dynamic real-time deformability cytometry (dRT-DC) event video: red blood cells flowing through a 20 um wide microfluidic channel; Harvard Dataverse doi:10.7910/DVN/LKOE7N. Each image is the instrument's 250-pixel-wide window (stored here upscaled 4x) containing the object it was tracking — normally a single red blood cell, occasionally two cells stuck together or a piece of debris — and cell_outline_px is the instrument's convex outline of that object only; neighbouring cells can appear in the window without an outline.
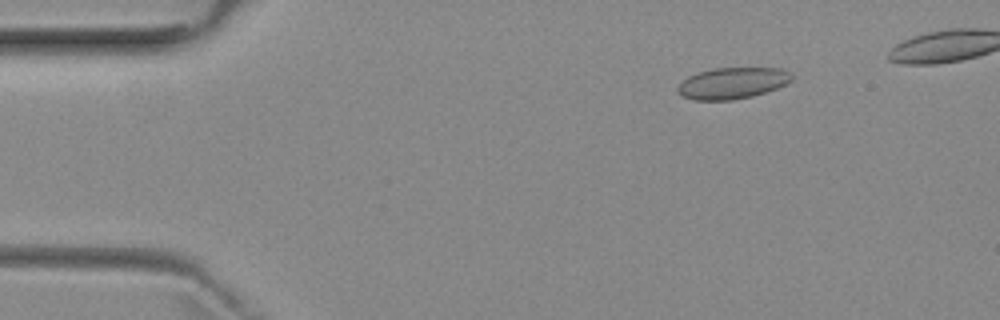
{"species": "common noctule bat (a hibernating species)", "species_latin": "Nyctalus noctula", "temperature_condition": "room temperature", "stored_images_in_passage": 5, "camera_frame_rate_fps": 3000, "um_per_image_px": 0.085, "animal": {"sex": "female", "body_mass_g": 29.2, "forearm_length_mm": 56.3}, "frame": {"image": 1, "passage_image": 1, "time_ms": 0.0, "image_size_px": [1000, 320], "cell_outline_px": [[792, 80], [776, 88], [752, 96], [732, 100], [696, 100], [684, 96], [676, 92], [676, 88], [688, 76], [712, 68], [784, 68], [792, 72]], "centroid_in_image_um": [62.27, 7.06], "position_along_channel_um": 22.7, "area_um2": 20.75}}
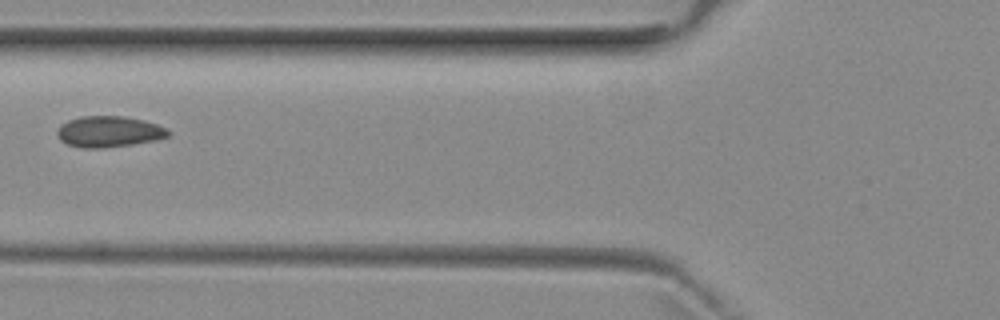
{"frame": {"image": 2, "passage_image": 5, "time_ms": 4.333, "image_size_px": [1000, 320], "cell_outline_px": [[172, 132], [168, 136], [156, 140], [132, 144], [104, 148], [84, 148], [68, 144], [60, 140], [56, 136], [56, 132], [60, 124], [68, 120], [80, 116], [124, 116], [144, 120], [156, 124]], "centroid_in_image_um": [9.23, 11.18], "position_along_channel_um": 116.6, "area_um2": 20.17}}